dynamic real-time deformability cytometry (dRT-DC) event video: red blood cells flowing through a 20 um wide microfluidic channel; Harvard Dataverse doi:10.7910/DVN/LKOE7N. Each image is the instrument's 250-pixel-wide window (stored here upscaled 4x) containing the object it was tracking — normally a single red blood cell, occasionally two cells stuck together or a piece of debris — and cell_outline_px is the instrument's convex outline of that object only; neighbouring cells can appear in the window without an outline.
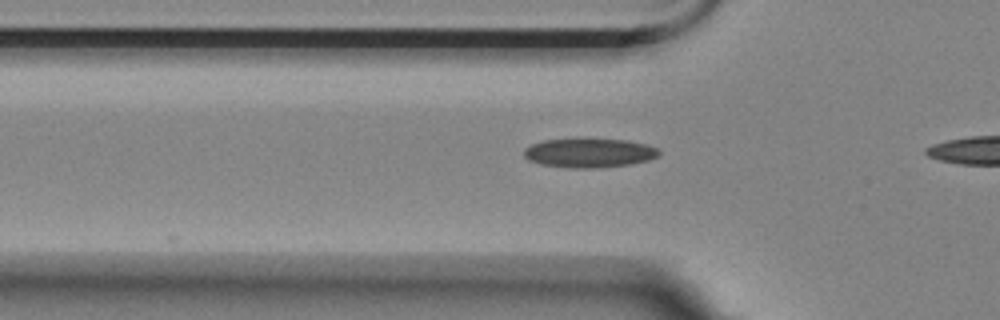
{"species": "Egyptian fruit bat (a non-hibernating species)", "species_latin": "Rousettus aegyptiacus", "temperature_condition": "room temperature", "stored_images_in_passage": 16, "camera_frame_rate_fps": 3000, "um_per_image_px": 0.085, "animal": {"sex": "female"}, "frame": {"image": 1, "passage_image": 3, "time_ms": 0.667, "image_size_px": [1000, 320], "cell_outline_px": [[660, 152], [656, 156], [648, 160], [632, 164], [596, 168], [572, 168], [540, 164], [528, 160], [524, 156], [524, 148], [532, 144], [544, 140], [584, 136], [628, 140], [648, 144], [656, 148]], "centroid_in_image_um": [50.06, 12.95], "position_along_channel_um": 75.7, "area_um2": 23.81}}
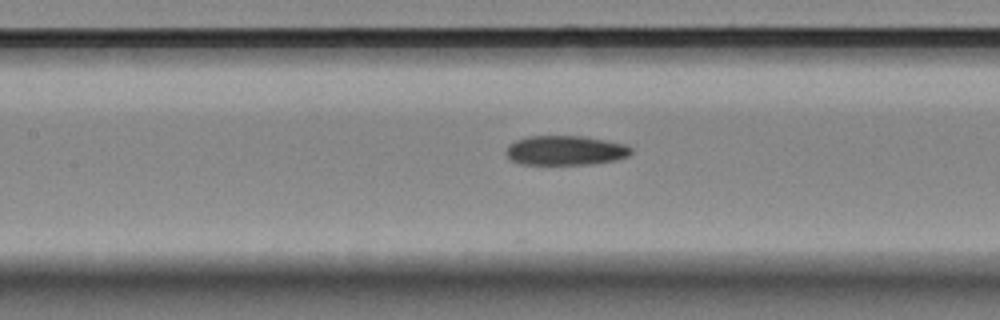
{"frame": {"image": 2, "passage_image": 10, "time_ms": 3.0, "image_size_px": [1000, 320], "cell_outline_px": [[632, 152], [628, 156], [616, 160], [592, 164], [520, 164], [512, 160], [504, 152], [508, 144], [516, 140], [528, 136], [580, 136], [604, 140], [624, 144], [632, 148]], "centroid_in_image_um": [48.04, 12.79], "position_along_channel_um": 159.4, "area_um2": 21.5}}
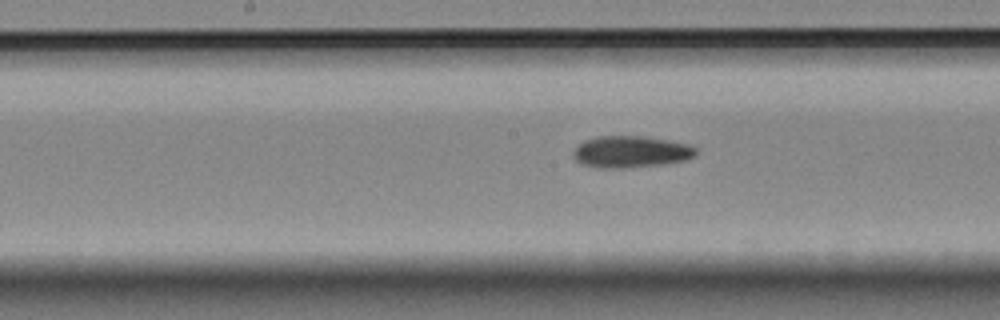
{"frame": {"image": 3, "passage_image": 13, "time_ms": 4.0, "image_size_px": [1000, 320], "cell_outline_px": [[696, 156], [684, 160], [660, 164], [616, 168], [600, 168], [584, 164], [576, 160], [572, 156], [572, 152], [584, 140], [596, 136], [644, 136], [688, 144], [696, 148]], "centroid_in_image_um": [53.6, 12.89], "position_along_channel_um": 194.6, "area_um2": 22.37}}